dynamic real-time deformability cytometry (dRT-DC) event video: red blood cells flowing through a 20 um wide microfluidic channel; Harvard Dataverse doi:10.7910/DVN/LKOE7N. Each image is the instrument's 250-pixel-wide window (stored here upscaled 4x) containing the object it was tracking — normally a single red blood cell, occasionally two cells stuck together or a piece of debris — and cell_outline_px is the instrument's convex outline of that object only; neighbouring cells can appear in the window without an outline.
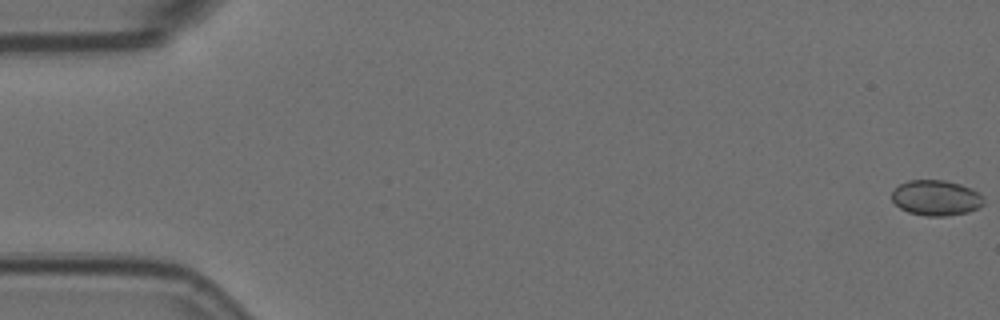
{"species": "Egyptian fruit bat (a non-hibernating species)", "species_latin": "Rousettus aegyptiacus", "temperature_condition": "room temperature", "stored_images_in_passage": 8, "camera_frame_rate_fps": 3000, "um_per_image_px": 0.085, "animal": {"sex": "female"}, "frame": {"image": 1, "passage_image": 1, "time_ms": 0.0, "image_size_px": [1000, 320], "cell_outline_px": [[984, 204], [980, 208], [968, 212], [948, 216], [924, 216], [908, 212], [900, 208], [892, 200], [892, 192], [900, 184], [908, 180], [944, 180], [960, 184], [976, 192], [984, 200]], "centroid_in_image_um": [79.55, 16.83], "position_along_channel_um": 5.4, "area_um2": 18.9}}